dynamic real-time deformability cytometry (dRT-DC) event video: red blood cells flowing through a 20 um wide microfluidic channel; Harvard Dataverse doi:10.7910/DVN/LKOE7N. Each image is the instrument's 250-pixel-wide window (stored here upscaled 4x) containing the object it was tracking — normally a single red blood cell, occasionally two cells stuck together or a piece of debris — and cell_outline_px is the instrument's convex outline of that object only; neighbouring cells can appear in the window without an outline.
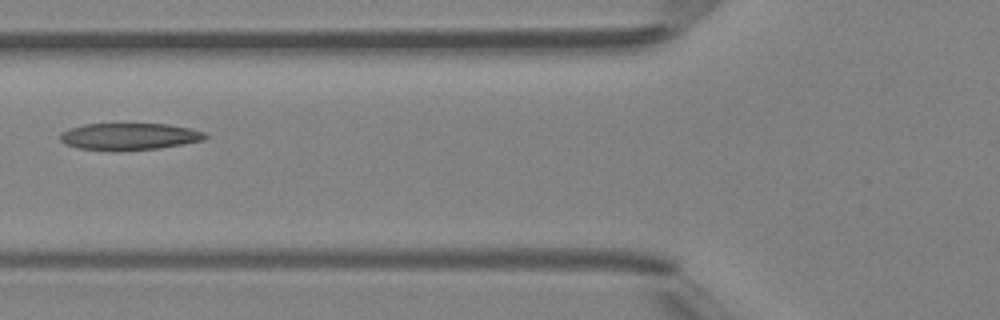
{"species": "Egyptian fruit bat (a non-hibernating species)", "species_latin": "Rousettus aegyptiacus", "temperature_condition": "room temperature", "stored_images_in_passage": 6, "camera_frame_rate_fps": 3000, "um_per_image_px": 0.085, "animal": {"sex": "female"}, "frame": {"image": 1, "passage_image": 6, "time_ms": 6.333, "image_size_px": [1000, 320], "cell_outline_px": [[208, 136], [204, 140], [184, 144], [160, 148], [112, 152], [76, 148], [64, 144], [60, 140], [60, 132], [68, 128], [84, 124], [168, 124], [192, 128], [204, 132]], "centroid_in_image_um": [10.95, 11.62], "position_along_channel_um": 114.8, "area_um2": 23.29}}